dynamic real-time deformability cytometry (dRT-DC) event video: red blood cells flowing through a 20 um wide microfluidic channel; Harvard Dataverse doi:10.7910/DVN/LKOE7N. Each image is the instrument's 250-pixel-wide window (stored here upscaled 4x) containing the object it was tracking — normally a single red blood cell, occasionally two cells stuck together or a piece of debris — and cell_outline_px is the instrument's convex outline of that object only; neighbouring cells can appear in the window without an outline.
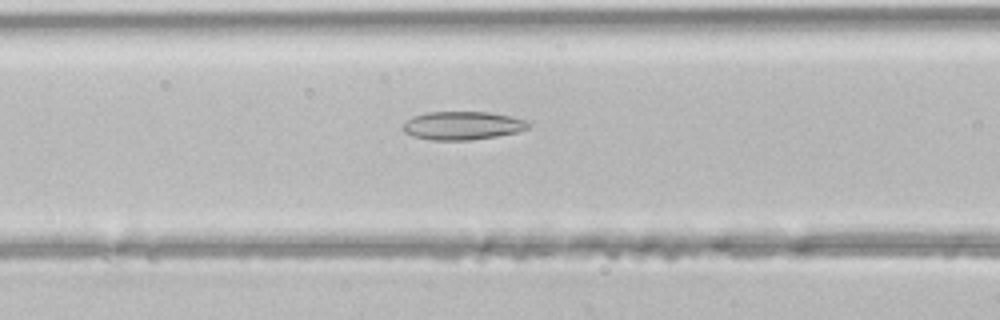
{"species": "common noctule bat (a hibernating species)", "species_latin": "Nyctalus noctula", "temperature_condition": "room temperature", "stored_images_in_passage": 36, "segment_of_instrument_passage": [1, 2], "camera_frame_rate_fps": 3000, "um_per_image_px": 0.085, "animal": {"sex": "male", "body_mass_g": 21.5, "forearm_length_mm": 52.0}, "frame": {"image": 1, "passage_image": 7, "time_ms": 2.0, "image_size_px": [1000, 320], "cell_outline_px": [[528, 128], [520, 132], [496, 136], [468, 140], [432, 140], [412, 136], [404, 132], [404, 124], [412, 116], [428, 112], [488, 112], [528, 120]], "centroid_in_image_um": [39.32, 10.67], "position_along_channel_um": 127.3, "area_um2": 20.58}}
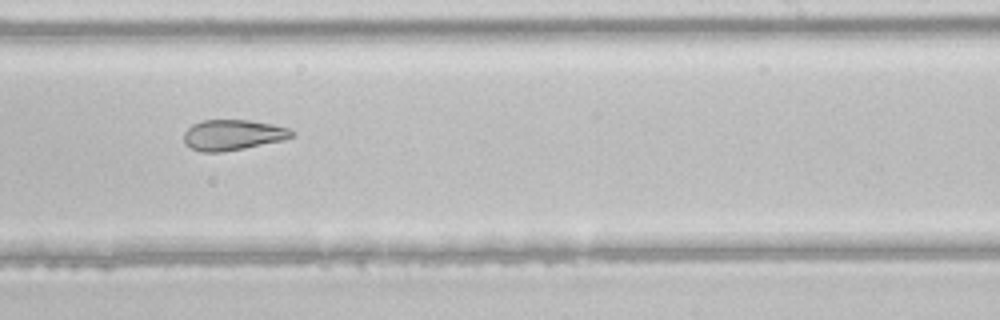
{"frame": {"image": 2, "passage_image": 17, "time_ms": 5.333, "image_size_px": [1000, 320], "cell_outline_px": [[296, 136], [284, 140], [244, 148], [220, 152], [200, 152], [184, 144], [184, 132], [192, 124], [204, 120], [248, 120], [272, 124], [288, 128], [296, 132]], "centroid_in_image_um": [19.81, 11.47], "position_along_channel_um": 269.2, "area_um2": 19.31}}
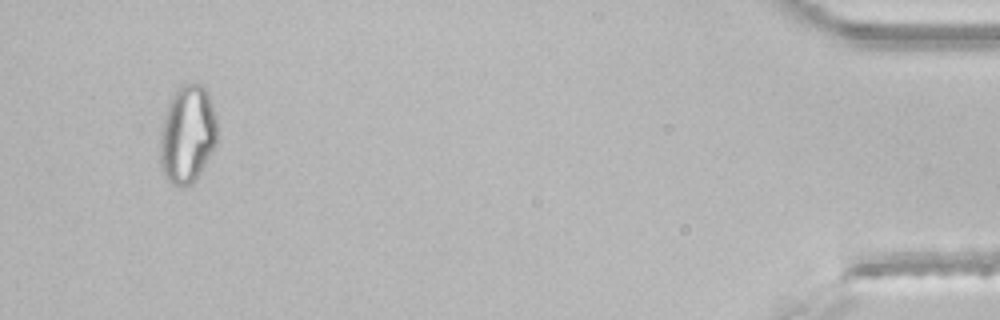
{"frame": {"image": 3, "passage_image": 33, "time_ms": 10.667, "image_size_px": [1000, 320], "cell_outline_px": [[216, 144], [212, 152], [192, 184], [184, 188], [180, 188], [172, 184], [164, 176], [160, 164], [160, 136], [164, 116], [168, 104], [176, 88], [184, 84], [204, 84], [208, 92], [216, 116]], "centroid_in_image_um": [15.92, 11.43], "position_along_channel_um": 419.3, "area_um2": 32.77}}